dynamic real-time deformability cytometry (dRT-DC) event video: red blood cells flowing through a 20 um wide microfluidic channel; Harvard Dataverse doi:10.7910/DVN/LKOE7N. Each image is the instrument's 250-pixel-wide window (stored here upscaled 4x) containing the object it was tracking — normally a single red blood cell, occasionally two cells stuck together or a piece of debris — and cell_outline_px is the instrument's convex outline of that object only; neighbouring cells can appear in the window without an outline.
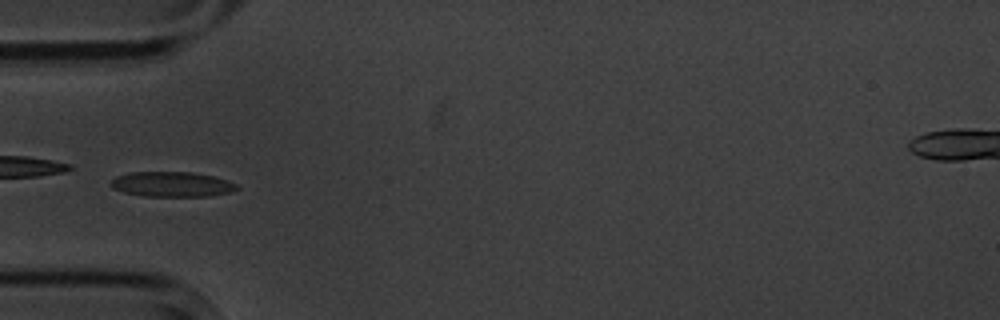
{"species": "common noctule bat (a hibernating species)", "species_latin": "Nyctalus noctula", "temperature_condition": "cold", "stored_images_in_passage": 8, "camera_frame_rate_fps": 3000, "um_per_image_px": 0.085, "animal": {"sex": "male", "body_mass_g": 20.1, "forearm_length_mm": 53.5}, "frame": {"image": 1, "passage_image": 5, "time_ms": 4.667, "image_size_px": [1000, 320], "cell_outline_px": [[240, 188], [232, 192], [208, 196], [144, 196], [124, 192], [112, 188], [108, 184], [116, 176], [128, 172], [192, 172], [212, 176], [228, 180], [236, 184]], "centroid_in_image_um": [14.6, 15.66], "position_along_channel_um": 70.4, "area_um2": 18.5}}
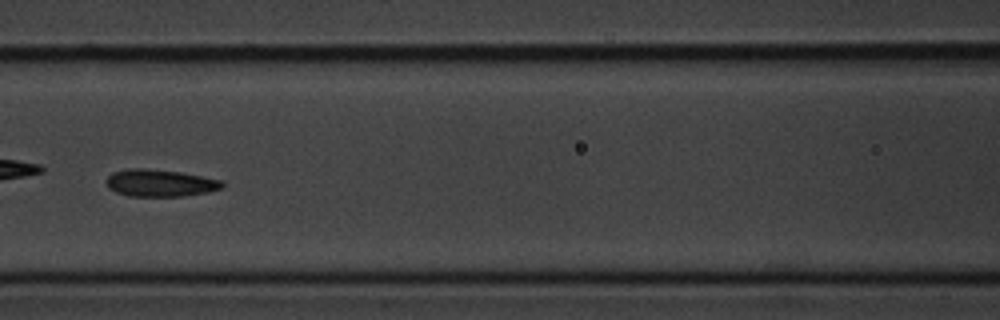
{"frame": {"image": 2, "passage_image": 7, "time_ms": 7.0, "image_size_px": [1000, 320], "cell_outline_px": [[224, 188], [208, 192], [180, 196], [128, 196], [116, 192], [108, 188], [104, 180], [112, 172], [132, 168], [144, 168], [180, 172], [224, 180]], "centroid_in_image_um": [13.6, 15.55], "position_along_channel_um": 153.0, "area_um2": 18.5}}
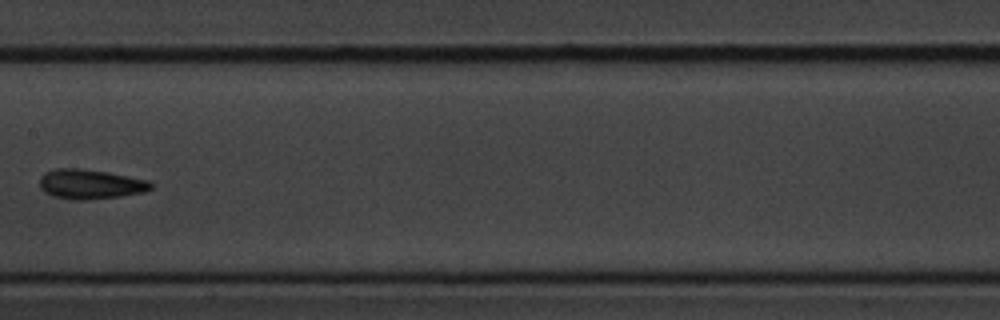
{"frame": {"image": 3, "passage_image": 8, "time_ms": 8.333, "image_size_px": [1000, 320], "cell_outline_px": [[152, 188], [144, 192], [120, 196], [84, 200], [76, 200], [52, 196], [44, 192], [40, 188], [40, 176], [44, 172], [56, 168], [80, 168], [108, 172], [148, 180], [152, 184]], "centroid_in_image_um": [7.64, 15.65], "position_along_channel_um": 199.8, "area_um2": 19.31}}